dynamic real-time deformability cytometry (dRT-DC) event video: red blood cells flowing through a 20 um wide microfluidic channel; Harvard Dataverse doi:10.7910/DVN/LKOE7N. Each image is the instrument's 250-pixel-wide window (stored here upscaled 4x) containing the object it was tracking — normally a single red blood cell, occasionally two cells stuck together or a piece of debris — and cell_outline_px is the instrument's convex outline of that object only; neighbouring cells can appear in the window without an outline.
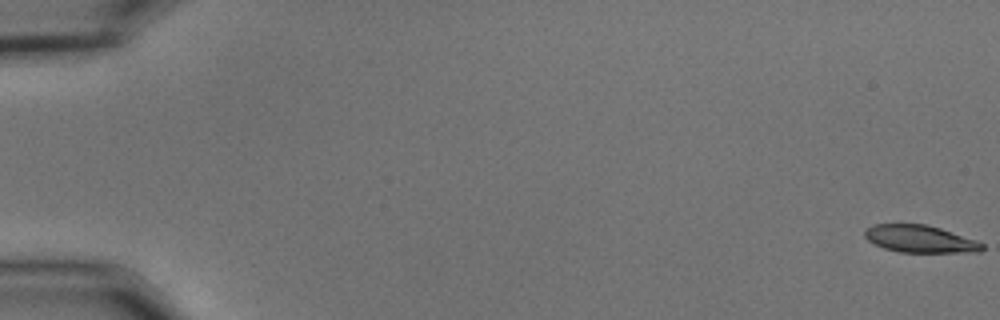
{"species": "common noctule bat (a hibernating species)", "species_latin": "Nyctalus noctula", "temperature_condition": "cold", "stored_images_in_passage": 56, "camera_frame_rate_fps": 3000, "um_per_image_px": 0.085, "animal": {"sex": "male", "body_mass_g": 15.6}, "frame": {"image": 1, "passage_image": 1, "time_ms": 0.0, "image_size_px": [1000, 320], "cell_outline_px": [[984, 248], [980, 252], [900, 252], [884, 248], [868, 240], [864, 236], [864, 232], [872, 224], [928, 224], [976, 240], [984, 244]], "centroid_in_image_um": [78.21, 20.3], "position_along_channel_um": 6.8, "area_um2": 18.61}}
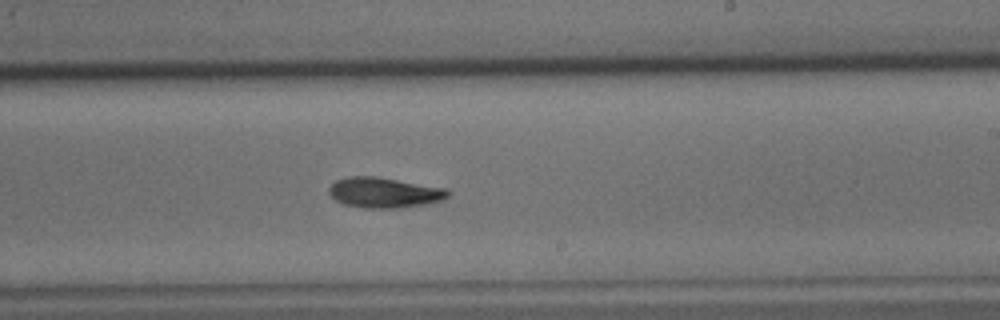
{"frame": {"image": 2, "passage_image": 35, "time_ms": 11.333, "image_size_px": [1000, 320], "cell_outline_px": [[448, 196], [444, 200], [428, 204], [404, 208], [364, 208], [344, 204], [336, 200], [328, 192], [328, 188], [336, 180], [348, 176], [376, 176], [448, 188]], "centroid_in_image_um": [32.69, 16.37], "position_along_channel_um": 256.3, "area_um2": 21.33}}
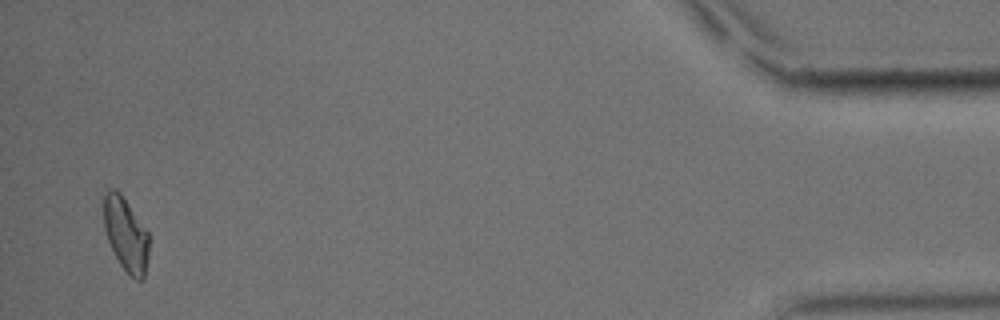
{"frame": {"image": 3, "passage_image": 55, "time_ms": 18.0, "image_size_px": [1000, 320], "cell_outline_px": [[148, 256], [144, 280], [136, 280], [120, 264], [108, 240], [104, 228], [104, 196], [108, 188], [116, 188], [120, 192], [148, 232]], "centroid_in_image_um": [10.69, 19.9], "position_along_channel_um": 424.5, "area_um2": 19.19}, "authors_computed_cell_mechanics": {"area_um2": 20.1433, "velocity_mm_per_s": 3.6487, "shape_relaxation_time_tau1_ms": 5.5122, "shape_relaxation_time_tau2_ms": 8.8554, "deformation_change_tau1": 0.1611, "deformation_change_tau2": 0.1675}}